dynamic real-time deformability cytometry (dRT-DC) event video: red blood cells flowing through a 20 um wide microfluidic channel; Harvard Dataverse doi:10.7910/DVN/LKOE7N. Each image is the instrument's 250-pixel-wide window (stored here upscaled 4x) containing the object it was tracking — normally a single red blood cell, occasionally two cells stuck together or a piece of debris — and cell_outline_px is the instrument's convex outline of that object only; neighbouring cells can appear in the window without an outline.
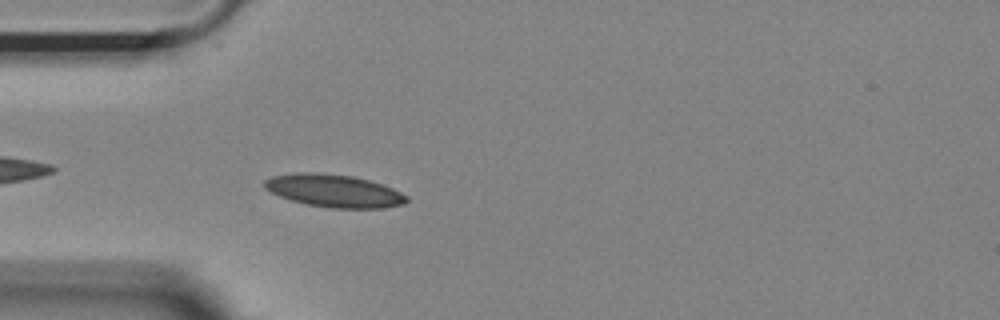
{"species": "Egyptian fruit bat (a non-hibernating species)", "species_latin": "Rousettus aegyptiacus", "temperature_condition": "room temperature", "stored_images_in_passage": 43, "camera_frame_rate_fps": 3000, "um_per_image_px": 0.085, "animal": {"sex": "female"}, "frame": {"image": 1, "passage_image": 4, "time_ms": 1.0, "image_size_px": [1000, 320], "cell_outline_px": [[408, 200], [404, 204], [384, 208], [332, 208], [308, 204], [292, 200], [280, 196], [264, 188], [264, 180], [272, 176], [304, 172], [312, 172], [352, 176], [368, 180], [392, 188], [408, 196]], "centroid_in_image_um": [28.41, 16.22], "position_along_channel_um": 56.6, "area_um2": 26.76}}
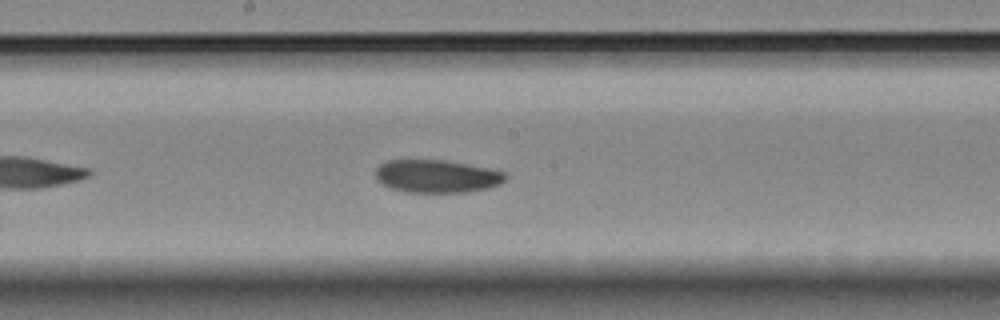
{"frame": {"image": 2, "passage_image": 17, "time_ms": 5.333, "image_size_px": [1000, 320], "cell_outline_px": [[508, 176], [500, 184], [488, 188], [468, 192], [404, 192], [380, 184], [376, 180], [376, 168], [380, 164], [388, 160], [448, 160], [504, 172]], "centroid_in_image_um": [37.09, 14.98], "position_along_channel_um": 211.1, "area_um2": 24.91}}
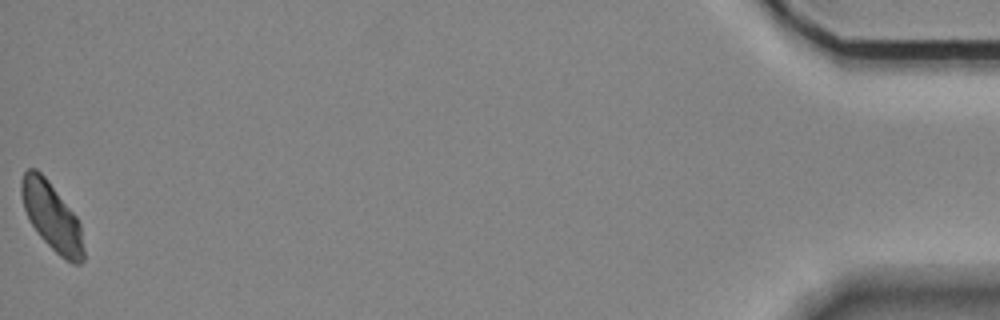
{"frame": {"image": 3, "passage_image": 43, "time_ms": 14.0, "image_size_px": [1000, 320], "cell_outline_px": [[84, 260], [80, 264], [72, 264], [64, 260], [40, 236], [32, 224], [24, 208], [20, 192], [20, 180], [24, 172], [28, 168], [36, 168], [48, 180], [76, 216], [80, 224], [84, 248]], "centroid_in_image_um": [4.41, 18.41], "position_along_channel_um": 430.8, "area_um2": 24.51}}